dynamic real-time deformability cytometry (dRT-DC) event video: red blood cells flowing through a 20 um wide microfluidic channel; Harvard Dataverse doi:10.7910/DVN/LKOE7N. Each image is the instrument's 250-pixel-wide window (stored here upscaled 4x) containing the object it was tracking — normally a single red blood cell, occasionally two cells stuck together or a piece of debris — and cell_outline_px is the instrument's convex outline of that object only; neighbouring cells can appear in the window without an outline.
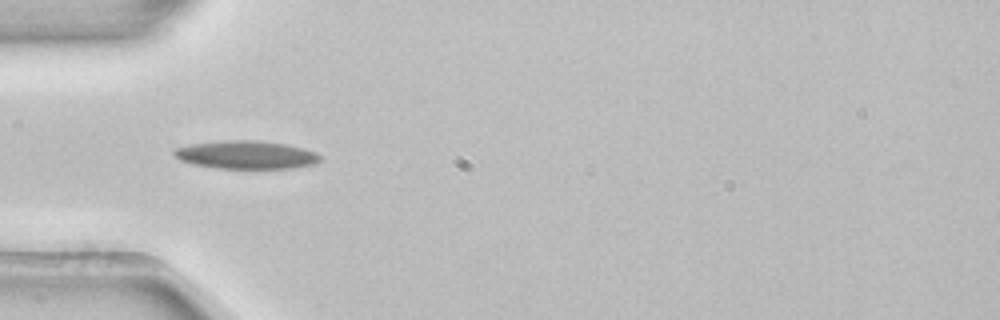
{"species": "common noctule bat (a hibernating species)", "species_latin": "Nyctalus noctula", "temperature_condition": "room temperature", "stored_images_in_passage": 5, "camera_frame_rate_fps": 3000, "um_per_image_px": 0.085, "animal": {"sex": "female", "body_mass_g": 22.7, "forearm_length_mm": 54.2}, "frame": {"image": 1, "passage_image": 4, "time_ms": 1.0, "image_size_px": [1000, 320], "cell_outline_px": [[320, 160], [316, 164], [296, 168], [216, 168], [192, 164], [180, 160], [172, 152], [176, 148], [188, 144], [228, 140], [252, 140], [284, 144], [304, 148], [316, 152], [320, 156]], "centroid_in_image_um": [20.93, 13.16], "position_along_channel_um": 64.1, "area_um2": 23.93}}